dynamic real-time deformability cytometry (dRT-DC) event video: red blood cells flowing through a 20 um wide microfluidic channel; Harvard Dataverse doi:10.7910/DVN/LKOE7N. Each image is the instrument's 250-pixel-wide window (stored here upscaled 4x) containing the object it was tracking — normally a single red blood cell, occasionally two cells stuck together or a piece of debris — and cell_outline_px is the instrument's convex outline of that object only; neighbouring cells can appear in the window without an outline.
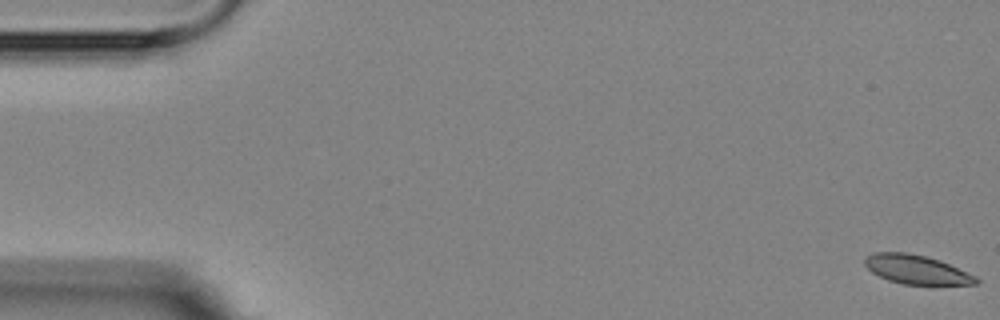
{"species": "Egyptian fruit bat (a non-hibernating species)", "species_latin": "Rousettus aegyptiacus", "temperature_condition": "room temperature", "stored_images_in_passage": 7, "camera_frame_rate_fps": 3000, "um_per_image_px": 0.085, "animal": {"sex": "female"}, "frame": {"image": 1, "passage_image": 1, "time_ms": 0.0, "image_size_px": [1000, 320], "cell_outline_px": [[980, 284], [904, 284], [888, 280], [872, 272], [864, 264], [864, 260], [868, 256], [876, 252], [908, 252], [940, 260], [976, 276], [980, 280]], "centroid_in_image_um": [77.92, 22.91], "position_along_channel_um": 7.1, "area_um2": 18.61}}
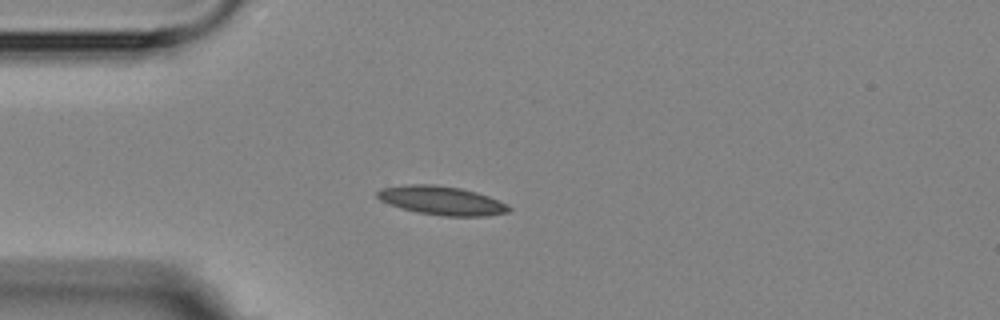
{"frame": {"image": 2, "passage_image": 5, "time_ms": 4.667, "image_size_px": [1000, 320], "cell_outline_px": [[512, 208], [508, 212], [488, 216], [444, 216], [416, 212], [400, 208], [380, 200], [376, 196], [376, 192], [384, 188], [412, 184], [432, 184], [460, 188], [476, 192], [488, 196], [508, 204]], "centroid_in_image_um": [37.57, 17.05], "position_along_channel_um": 47.4, "area_um2": 21.96}}
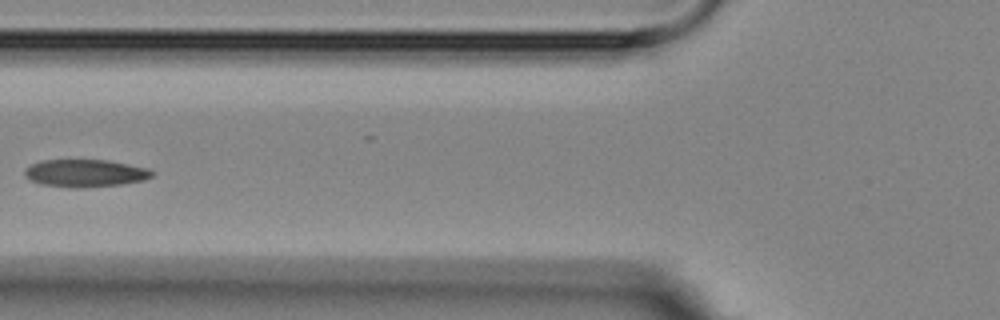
{"frame": {"image": 3, "passage_image": 7, "time_ms": 7.0, "image_size_px": [1000, 320], "cell_outline_px": [[156, 172], [152, 176], [144, 180], [120, 184], [84, 188], [68, 188], [40, 184], [24, 176], [24, 168], [32, 164], [44, 160], [108, 160], [148, 168]], "centroid_in_image_um": [7.24, 14.73], "position_along_channel_um": 118.6, "area_um2": 20.58}}